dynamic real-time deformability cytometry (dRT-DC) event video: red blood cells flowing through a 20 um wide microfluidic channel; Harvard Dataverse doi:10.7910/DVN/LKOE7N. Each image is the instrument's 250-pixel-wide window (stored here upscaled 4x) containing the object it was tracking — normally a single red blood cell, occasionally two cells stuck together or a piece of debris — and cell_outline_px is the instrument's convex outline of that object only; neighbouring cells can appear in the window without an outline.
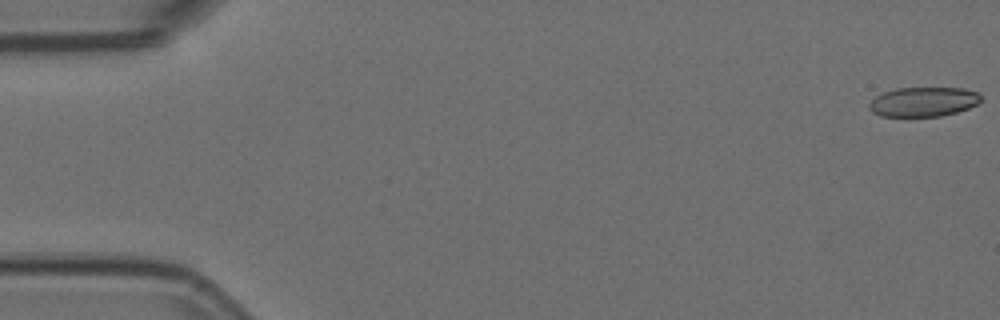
{"species": "Egyptian fruit bat (a non-hibernating species)", "species_latin": "Rousettus aegyptiacus", "temperature_condition": "room temperature", "stored_images_in_passage": 55, "camera_frame_rate_fps": 3000, "um_per_image_px": 0.085, "animal": {"sex": "female"}, "frame": {"image": 1, "passage_image": 1, "time_ms": 0.0, "image_size_px": [1000, 320], "cell_outline_px": [[980, 100], [976, 104], [968, 108], [956, 112], [940, 116], [880, 116], [872, 112], [868, 108], [868, 104], [876, 96], [884, 92], [896, 88], [964, 88], [976, 92], [980, 96]], "centroid_in_image_um": [78.45, 8.65], "position_along_channel_um": 6.6, "area_um2": 19.07}}
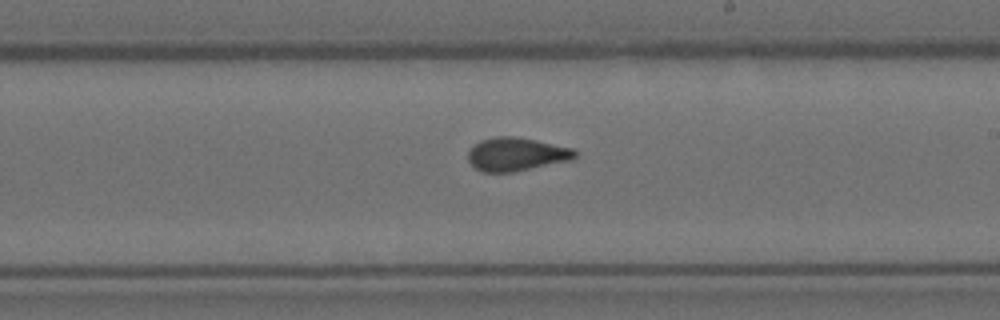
{"frame": {"image": 2, "passage_image": 32, "time_ms": 10.333, "image_size_px": [1000, 320], "cell_outline_px": [[580, 152], [572, 160], [512, 172], [480, 172], [468, 160], [468, 152], [472, 144], [480, 140], [496, 136], [512, 136], [536, 140], [572, 148]], "centroid_in_image_um": [43.88, 13.1], "position_along_channel_um": 245.1, "area_um2": 20.92}}
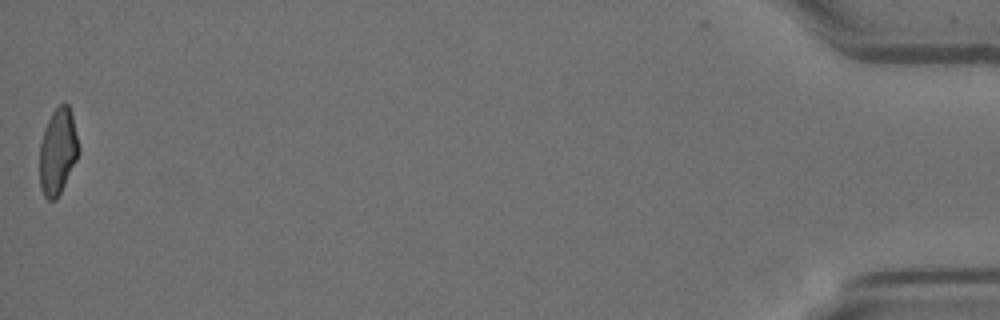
{"frame": {"image": 3, "passage_image": 55, "time_ms": 18.0, "image_size_px": [1000, 320], "cell_outline_px": [[80, 148], [76, 160], [56, 200], [48, 200], [44, 196], [40, 188], [40, 144], [44, 128], [52, 112], [64, 100], [68, 104], [72, 112]], "centroid_in_image_um": [4.92, 12.83], "position_along_channel_um": 430.3, "area_um2": 19.65}, "authors_computed_cell_mechanics": {"area_um2": 20.5768, "velocity_mm_per_s": 3.7275, "shape_relaxation_time_tau1_ms": 9.3355, "shape_relaxation_time_tau2_ms": 1.1945, "deformation_change_tau1": 0.1943, "deformation_change_tau2": 0.0719}}